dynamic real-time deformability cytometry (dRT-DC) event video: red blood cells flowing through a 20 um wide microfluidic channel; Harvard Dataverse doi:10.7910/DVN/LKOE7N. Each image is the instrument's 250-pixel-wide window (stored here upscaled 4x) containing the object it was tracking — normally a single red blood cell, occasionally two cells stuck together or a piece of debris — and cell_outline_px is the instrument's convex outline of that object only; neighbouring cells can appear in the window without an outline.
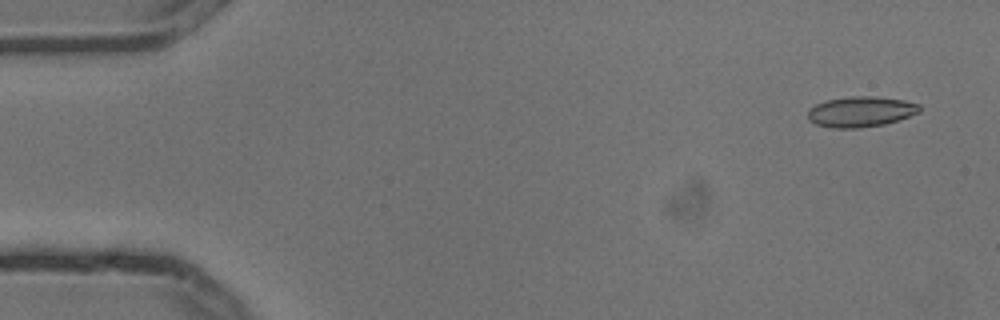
{"species": "common noctule bat (a hibernating species)", "species_latin": "Nyctalus noctula", "temperature_condition": "cold", "stored_images_in_passage": 5, "camera_frame_rate_fps": 3000, "um_per_image_px": 0.085, "animal": {"sex": "male", "body_mass_g": 13.3}, "frame": {"image": 1, "passage_image": 1, "time_ms": 0.0, "image_size_px": [1000, 320], "cell_outline_px": [[920, 112], [884, 124], [856, 128], [832, 128], [816, 124], [808, 120], [808, 112], [816, 104], [828, 100], [852, 96], [872, 96], [904, 100], [920, 104]], "centroid_in_image_um": [73.16, 9.49], "position_along_channel_um": 11.8, "area_um2": 19.59}}
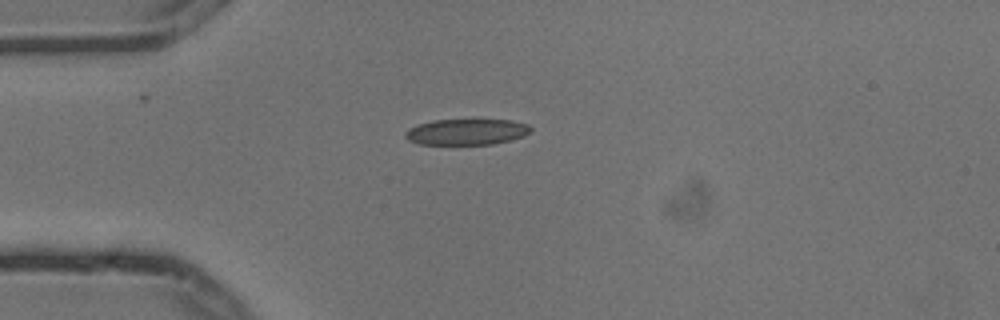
{"frame": {"image": 2, "passage_image": 4, "time_ms": 1.0, "image_size_px": [1000, 320], "cell_outline_px": [[532, 132], [524, 136], [492, 144], [420, 144], [408, 140], [404, 136], [404, 132], [420, 124], [432, 120], [512, 120], [528, 124], [532, 128]], "centroid_in_image_um": [39.69, 11.21], "position_along_channel_um": 45.3, "area_um2": 18.84}}